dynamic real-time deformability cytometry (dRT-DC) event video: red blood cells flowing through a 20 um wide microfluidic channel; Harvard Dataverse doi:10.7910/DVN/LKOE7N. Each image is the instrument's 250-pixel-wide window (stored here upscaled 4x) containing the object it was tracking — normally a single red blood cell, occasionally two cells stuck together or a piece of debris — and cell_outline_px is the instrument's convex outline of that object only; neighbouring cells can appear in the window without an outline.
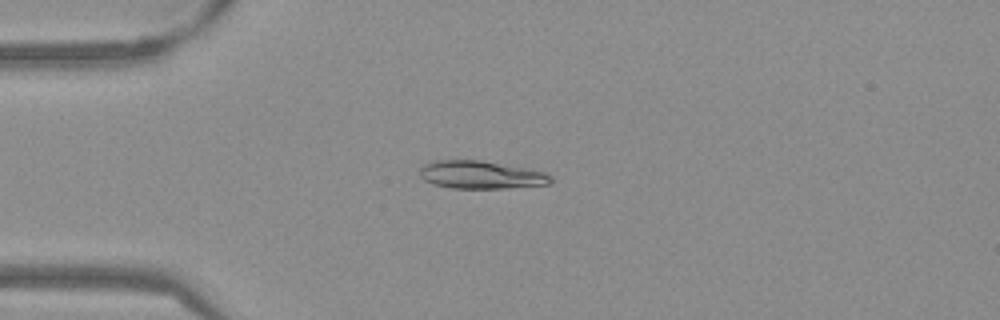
{"species": "Egyptian fruit bat (a non-hibernating species)", "species_latin": "Rousettus aegyptiacus", "temperature_condition": "warm", "stored_images_in_passage": 53, "camera_frame_rate_fps": 3000, "um_per_image_px": 0.085, "frame": {"image": 1, "passage_image": 14, "time_ms": 4.333, "image_size_px": [1000, 320], "cell_outline_px": [[552, 184], [508, 188], [452, 188], [432, 184], [424, 180], [420, 176], [420, 168], [424, 164], [432, 160], [480, 160], [524, 168], [544, 172], [552, 176]], "centroid_in_image_um": [40.86, 14.86], "position_along_channel_um": 44.1, "area_um2": 21.33}}
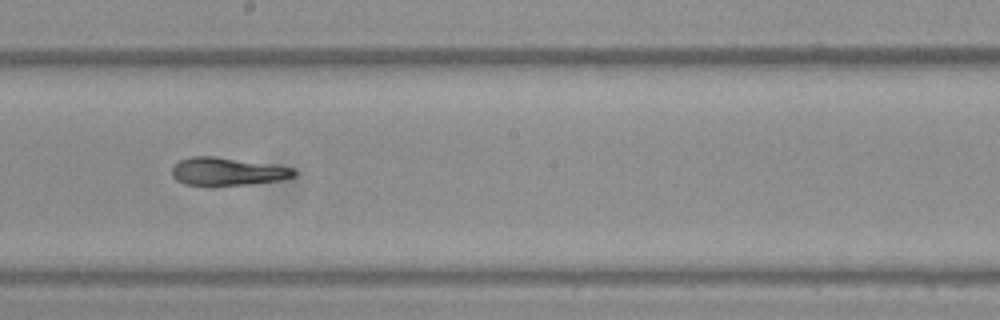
{"frame": {"image": 2, "passage_image": 30, "time_ms": 9.667, "image_size_px": [1000, 320], "cell_outline_px": [[296, 176], [280, 180], [252, 184], [212, 188], [184, 184], [176, 180], [172, 176], [172, 168], [180, 160], [192, 156], [216, 156], [272, 164], [296, 168]], "centroid_in_image_um": [19.33, 14.61], "position_along_channel_um": 228.9, "area_um2": 20.69}}
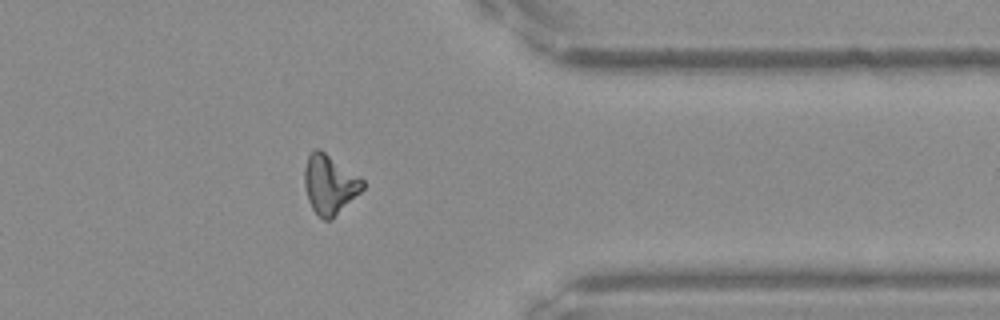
{"frame": {"image": 3, "passage_image": 43, "time_ms": 14.0, "image_size_px": [1000, 320], "cell_outline_px": [[364, 188], [332, 220], [324, 220], [312, 208], [308, 200], [304, 184], [304, 168], [308, 156], [316, 148], [320, 148], [360, 176], [364, 180]], "centroid_in_image_um": [28.02, 15.66], "position_along_channel_um": 383.4, "area_um2": 20.17}, "authors_computed_cell_mechanics": {"area_um2": 20.6346, "velocity_mm_per_s": 3.84, "shape_relaxation_time_tau1_ms": null, "shape_relaxation_time_tau2_ms": 1.5899, "deformation_change_tau1": null, "deformation_change_tau2": 0.0567}}